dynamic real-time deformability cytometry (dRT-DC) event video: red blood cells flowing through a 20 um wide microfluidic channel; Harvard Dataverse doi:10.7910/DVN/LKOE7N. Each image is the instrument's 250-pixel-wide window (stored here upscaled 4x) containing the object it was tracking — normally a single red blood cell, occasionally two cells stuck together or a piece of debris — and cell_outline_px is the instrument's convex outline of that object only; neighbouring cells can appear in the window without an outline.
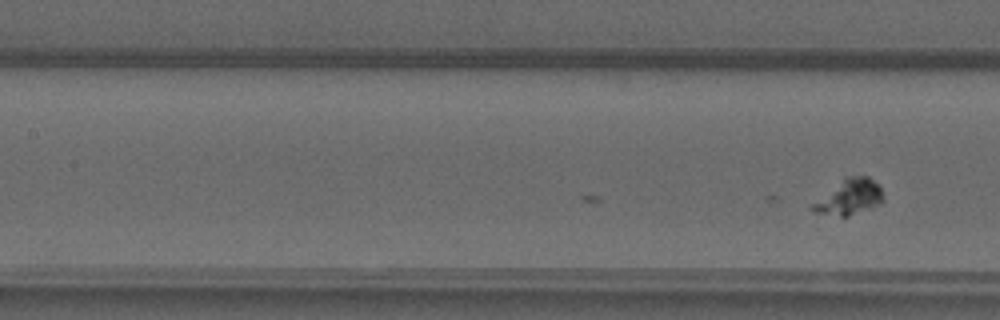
{"species": "common noctule bat (a hibernating species)", "species_latin": "Nyctalus noctula", "temperature_condition": "warm", "stored_images_in_passage": 11, "camera_frame_rate_fps": 3000, "um_per_image_px": 0.085, "animal": {"sex": "male", "forearm_length_mm": 52.5}, "frame": {"image": 1, "passage_image": 11, "time_ms": 3.333, "image_size_px": [1000, 320], "cell_outline_px": [[884, 200], [880, 204], [848, 216], [840, 216], [812, 212], [808, 208], [812, 204], [844, 176], [868, 176], [880, 188], [884, 196]], "centroid_in_image_um": [72.17, 16.75], "position_along_channel_um": 135.2, "area_um2": 14.51}}